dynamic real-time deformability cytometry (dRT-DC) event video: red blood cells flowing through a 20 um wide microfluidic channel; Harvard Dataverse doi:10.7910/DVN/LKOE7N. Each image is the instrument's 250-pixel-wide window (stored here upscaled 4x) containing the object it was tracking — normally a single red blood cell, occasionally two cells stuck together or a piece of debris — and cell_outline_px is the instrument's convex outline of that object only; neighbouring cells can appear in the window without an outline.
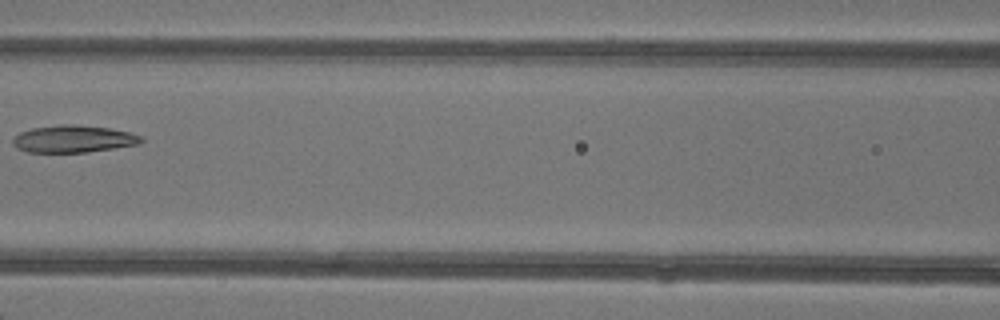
{"species": "common noctule bat (a hibernating species)", "species_latin": "Nyctalus noctula", "temperature_condition": "warm", "stored_images_in_passage": 7, "camera_frame_rate_fps": 3000, "um_per_image_px": 0.085, "animal": {"sex": "female"}, "frame": {"image": 1, "passage_image": 7, "time_ms": 7.0, "image_size_px": [1000, 320], "cell_outline_px": [[144, 140], [140, 144], [88, 152], [28, 152], [16, 148], [12, 144], [12, 140], [20, 132], [32, 128], [60, 124], [72, 124], [108, 128], [128, 132], [140, 136]], "centroid_in_image_um": [6.22, 11.81], "position_along_channel_um": 160.4, "area_um2": 20.29}}